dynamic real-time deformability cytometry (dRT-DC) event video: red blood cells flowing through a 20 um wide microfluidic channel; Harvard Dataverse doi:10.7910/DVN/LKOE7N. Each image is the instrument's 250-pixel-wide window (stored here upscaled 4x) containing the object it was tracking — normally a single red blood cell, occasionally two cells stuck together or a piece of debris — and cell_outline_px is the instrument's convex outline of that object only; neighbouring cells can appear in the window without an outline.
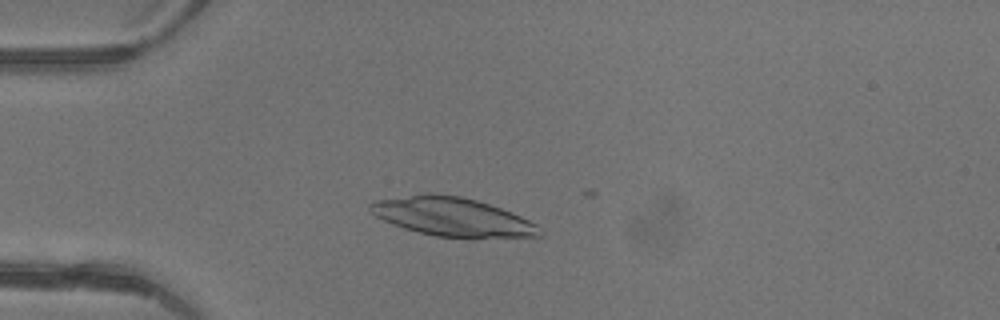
{"species": "common noctule bat (a hibernating species)", "species_latin": "Nyctalus noctula", "temperature_condition": "warm", "stored_images_in_passage": 3, "camera_frame_rate_fps": 3000, "um_per_image_px": 0.085, "animal": {"sex": "female"}, "frame": {"image": 1, "passage_image": 2, "time_ms": 0.333, "image_size_px": [1000, 320], "cell_outline_px": [[544, 232], [540, 236], [472, 240], [436, 236], [404, 228], [384, 220], [368, 212], [368, 204], [372, 200], [428, 192], [432, 192], [460, 196], [476, 200], [500, 208], [520, 216], [536, 224]], "centroid_in_image_um": [38.45, 18.45], "position_along_channel_um": 46.6, "area_um2": 39.13}}